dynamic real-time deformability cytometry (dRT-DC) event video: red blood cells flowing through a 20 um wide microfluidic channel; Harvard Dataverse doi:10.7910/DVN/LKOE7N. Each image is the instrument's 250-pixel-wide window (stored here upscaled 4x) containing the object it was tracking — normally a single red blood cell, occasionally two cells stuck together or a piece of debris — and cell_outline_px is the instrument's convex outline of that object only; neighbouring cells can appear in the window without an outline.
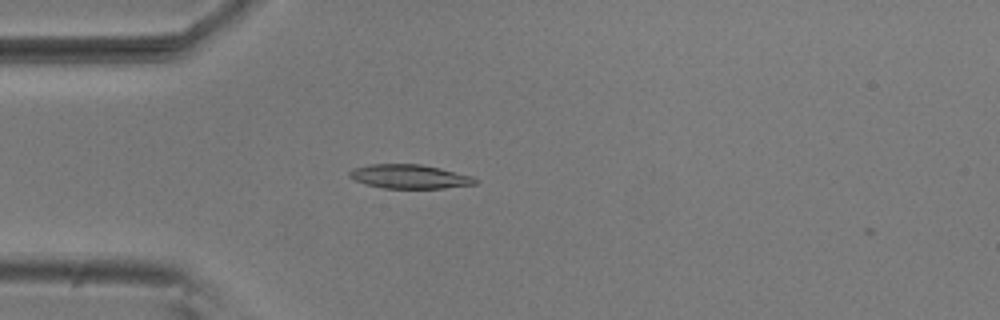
{"species": "common noctule bat (a hibernating species)", "species_latin": "Nyctalus noctula", "temperature_condition": "room temperature", "stored_images_in_passage": 16, "camera_frame_rate_fps": 3000, "um_per_image_px": 0.085, "animal": {"sex": "male", "body_mass_g": 20.5, "forearm_length_mm": 52.5}, "frame": {"image": 1, "passage_image": 15, "time_ms": 4.667, "image_size_px": [1000, 320], "cell_outline_px": [[480, 180], [476, 184], [444, 188], [384, 188], [364, 184], [348, 176], [348, 172], [352, 168], [368, 164], [420, 164], [440, 168], [472, 176]], "centroid_in_image_um": [34.8, 15.0], "position_along_channel_um": 50.2, "area_um2": 17.69}}